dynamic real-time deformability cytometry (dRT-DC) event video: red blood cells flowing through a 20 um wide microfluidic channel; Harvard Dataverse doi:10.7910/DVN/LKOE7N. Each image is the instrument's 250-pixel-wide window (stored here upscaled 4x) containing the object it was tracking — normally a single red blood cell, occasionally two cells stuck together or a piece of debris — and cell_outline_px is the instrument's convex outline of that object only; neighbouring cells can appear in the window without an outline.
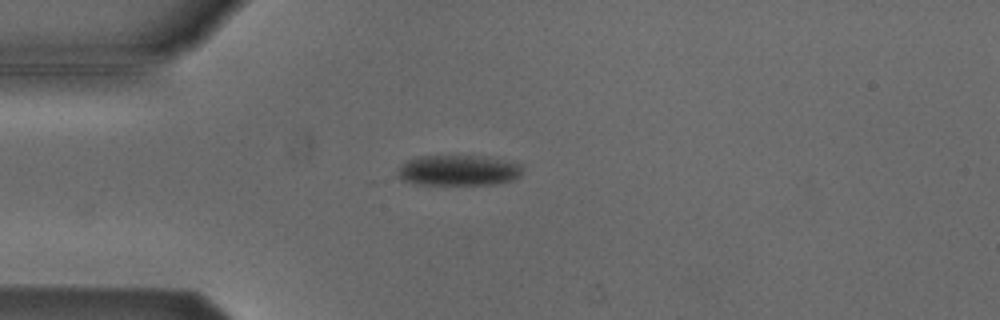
{"species": "Egyptian fruit bat (a non-hibernating species)", "species_latin": "Rousettus aegyptiacus", "temperature_condition": "cold", "stored_images_in_passage": 31, "camera_frame_rate_fps": 3000, "um_per_image_px": 0.085, "animal": {"sex": "male"}, "frame": {"image": 1, "passage_image": 2, "time_ms": 0.333, "image_size_px": [1000, 320], "cell_outline_px": [[524, 168], [520, 176], [512, 180], [496, 184], [416, 184], [404, 180], [396, 176], [400, 168], [408, 160], [416, 156], [484, 156], [504, 160], [520, 164]], "centroid_in_image_um": [39.0, 14.48], "position_along_channel_um": 46.0, "area_um2": 22.14}}
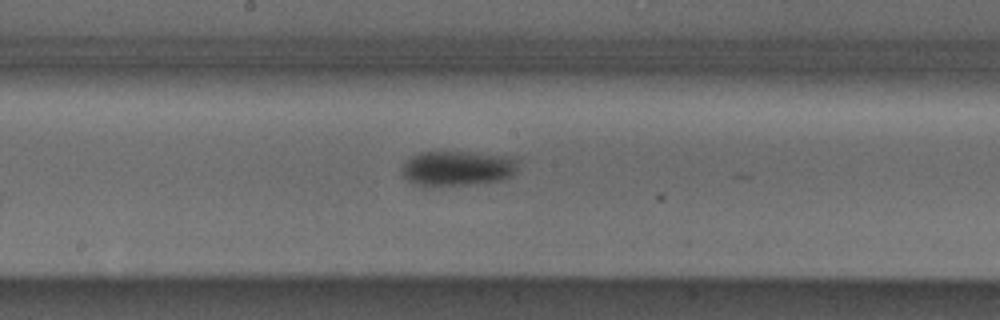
{"frame": {"image": 2, "passage_image": 16, "time_ms": 5.0, "image_size_px": [1000, 320], "cell_outline_px": [[516, 168], [512, 176], [504, 180], [472, 184], [432, 188], [412, 184], [404, 176], [404, 164], [412, 156], [420, 152], [472, 152], [516, 156]], "centroid_in_image_um": [38.91, 14.33], "position_along_channel_um": 209.3, "area_um2": 24.16}}
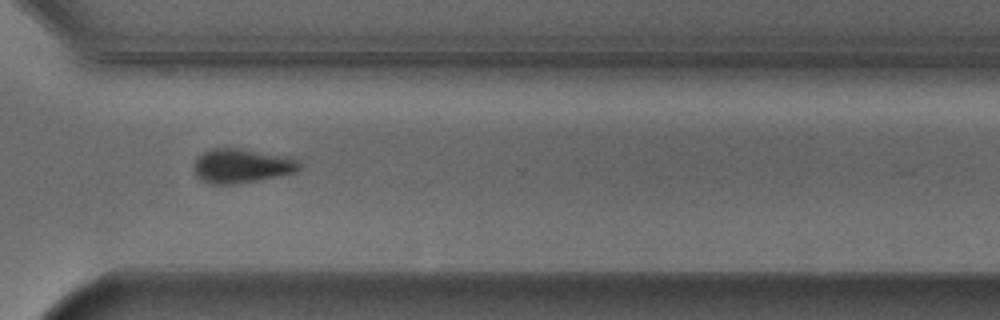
{"frame": {"image": 3, "passage_image": 27, "time_ms": 8.667, "image_size_px": [1000, 320], "cell_outline_px": [[300, 168], [296, 172], [256, 180], [232, 184], [212, 184], [200, 180], [196, 176], [192, 168], [196, 160], [204, 152], [212, 148], [240, 148], [292, 156], [300, 164]], "centroid_in_image_um": [20.54, 14.08], "position_along_channel_um": 350.1, "area_um2": 21.1}, "authors_computed_cell_mechanics": {"area_um2": 23.698, "velocity_mm_per_s": 3.8394, "shape_relaxation_time_tau1_ms": 2.8112, "shape_relaxation_time_tau2_ms": null, "deformation_change_tau1": 0.0595, "deformation_change_tau2": null}}